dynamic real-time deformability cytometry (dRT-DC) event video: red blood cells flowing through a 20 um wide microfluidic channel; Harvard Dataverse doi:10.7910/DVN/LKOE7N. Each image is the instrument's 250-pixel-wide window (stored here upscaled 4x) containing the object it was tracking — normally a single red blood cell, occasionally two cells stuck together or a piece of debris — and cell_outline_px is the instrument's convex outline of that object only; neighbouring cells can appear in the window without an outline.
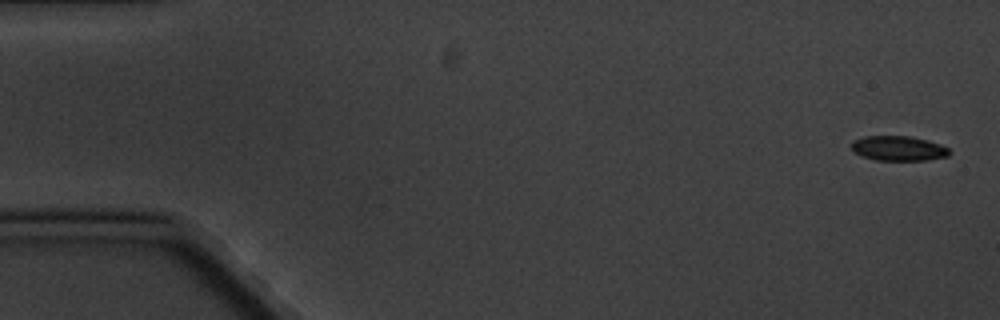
{"species": "common noctule bat (a hibernating species)", "species_latin": "Nyctalus noctula", "temperature_condition": "cold", "stored_images_in_passage": 11, "camera_frame_rate_fps": 3000, "um_per_image_px": 0.085, "animal": {"sex": "male", "body_mass_g": 20.1, "forearm_length_mm": 53.5}, "frame": {"image": 1, "passage_image": 1, "time_ms": 0.0, "image_size_px": [1000, 320], "cell_outline_px": [[952, 152], [948, 156], [928, 160], [876, 160], [860, 156], [848, 144], [852, 140], [864, 136], [908, 136], [928, 140], [940, 144], [948, 148]], "centroid_in_image_um": [76.35, 12.61], "position_along_channel_um": 8.7, "area_um2": 14.33}}
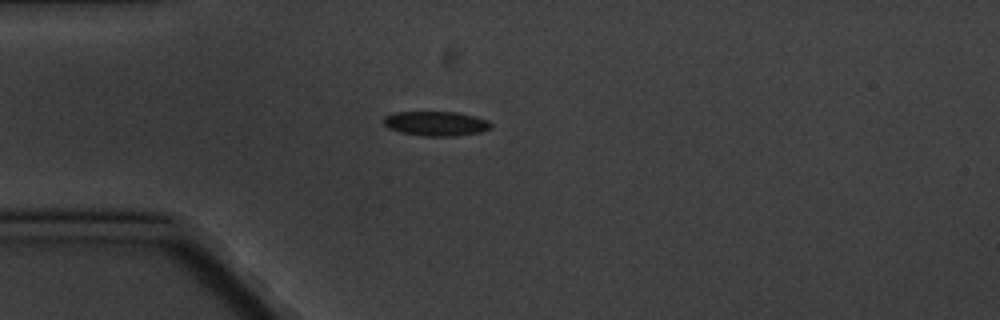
{"frame": {"image": 2, "passage_image": 4, "time_ms": 4.667, "image_size_px": [1000, 320], "cell_outline_px": [[492, 128], [480, 132], [452, 136], [428, 136], [400, 132], [388, 128], [384, 124], [384, 116], [392, 112], [456, 112], [476, 116], [488, 120], [492, 124]], "centroid_in_image_um": [37.06, 10.49], "position_along_channel_um": 47.9, "area_um2": 15.37}}